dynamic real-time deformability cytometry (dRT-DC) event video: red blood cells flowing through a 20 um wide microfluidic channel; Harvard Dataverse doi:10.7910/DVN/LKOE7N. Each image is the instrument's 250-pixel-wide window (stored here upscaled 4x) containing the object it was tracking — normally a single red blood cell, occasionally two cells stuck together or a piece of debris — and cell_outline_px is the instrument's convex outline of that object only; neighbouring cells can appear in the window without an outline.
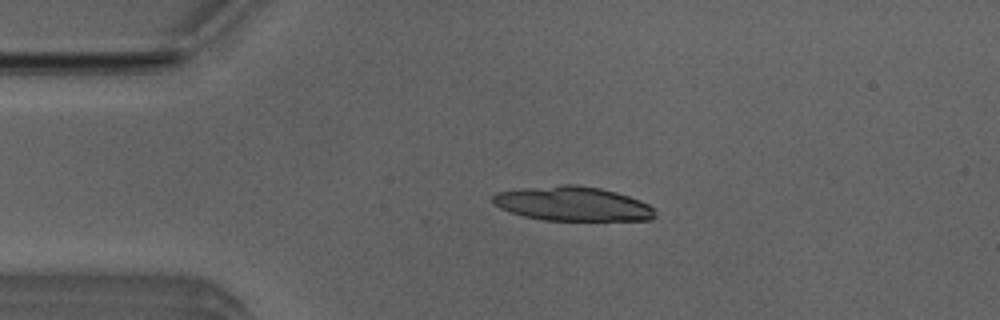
{"species": "Egyptian fruit bat (a non-hibernating species)", "species_latin": "Rousettus aegyptiacus", "temperature_condition": "room temperature", "stored_images_in_passage": 3, "camera_frame_rate_fps": 3000, "um_per_image_px": 0.085, "animal": {"sex": "male"}, "frame": {"image": 1, "passage_image": 2, "time_ms": 0.333, "image_size_px": [1000, 320], "cell_outline_px": [[656, 216], [652, 220], [544, 220], [524, 216], [500, 208], [492, 200], [492, 196], [496, 192], [524, 188], [564, 184], [576, 184], [600, 188], [616, 192], [640, 200], [648, 204], [656, 212]], "centroid_in_image_um": [48.7, 17.32], "position_along_channel_um": 36.3, "area_um2": 32.37}}